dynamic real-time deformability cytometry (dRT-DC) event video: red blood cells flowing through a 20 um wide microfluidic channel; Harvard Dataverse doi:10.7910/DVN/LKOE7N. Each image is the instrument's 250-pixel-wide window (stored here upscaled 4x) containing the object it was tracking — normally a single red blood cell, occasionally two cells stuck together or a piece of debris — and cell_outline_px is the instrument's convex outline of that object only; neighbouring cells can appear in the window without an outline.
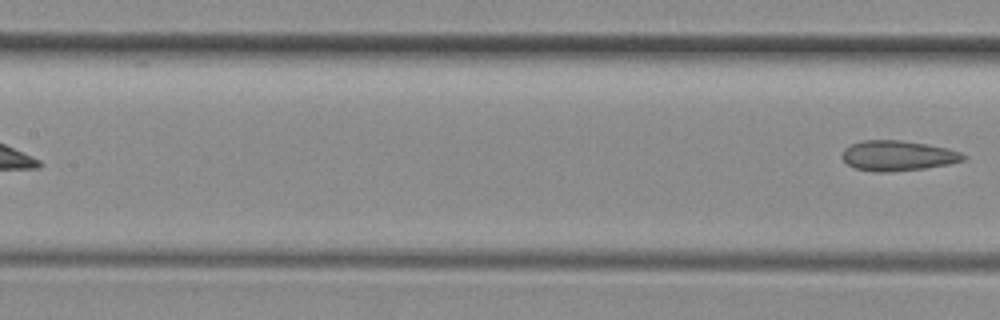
{"species": "common noctule bat (a hibernating species)", "species_latin": "Nyctalus noctula", "temperature_condition": "room temperature", "stored_images_in_passage": 7, "segment_of_instrument_passage": [2, 2], "camera_frame_rate_fps": 3000, "um_per_image_px": 0.085, "animal": {"sex": "female", "body_mass_g": 29.2, "forearm_length_mm": 56.3}, "frame": {"image": 1, "passage_image": 7, "time_ms": 2.0, "image_size_px": [1000, 320], "cell_outline_px": [[968, 156], [964, 160], [948, 164], [924, 168], [884, 172], [872, 172], [856, 168], [848, 164], [840, 156], [844, 148], [860, 140], [900, 140], [928, 144], [948, 148], [960, 152]], "centroid_in_image_um": [76.3, 13.22], "position_along_channel_um": 131.1, "area_um2": 21.39}}